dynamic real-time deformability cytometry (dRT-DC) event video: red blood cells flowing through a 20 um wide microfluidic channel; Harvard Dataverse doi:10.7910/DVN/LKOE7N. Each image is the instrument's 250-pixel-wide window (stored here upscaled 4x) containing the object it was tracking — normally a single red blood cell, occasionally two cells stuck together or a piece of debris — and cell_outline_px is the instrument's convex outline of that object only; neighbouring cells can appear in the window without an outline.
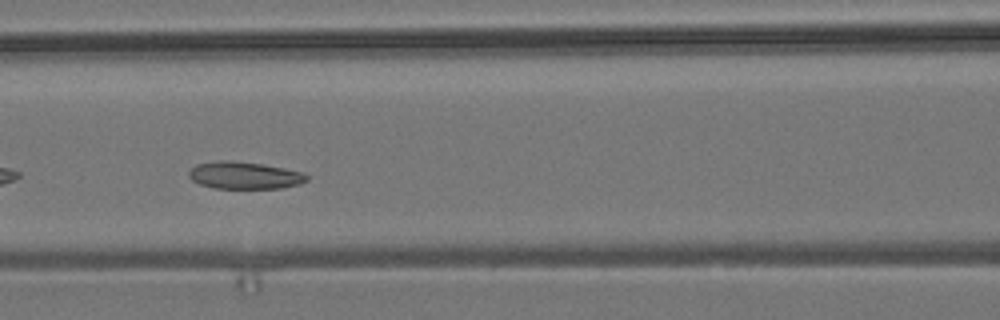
{"species": "common noctule bat (a hibernating species)", "species_latin": "Nyctalus noctula", "temperature_condition": "room temperature", "stored_images_in_passage": 41, "camera_frame_rate_fps": 3000, "um_per_image_px": 0.085, "animal": {"sex": "male", "body_mass_g": 19.2, "forearm_length_mm": 51.8}, "frame": {"image": 1, "passage_image": 9, "time_ms": 2.667, "image_size_px": [1000, 320], "cell_outline_px": [[308, 180], [300, 184], [284, 188], [212, 188], [200, 184], [192, 180], [188, 176], [188, 172], [196, 164], [220, 160], [232, 160], [260, 164], [284, 168], [300, 172], [308, 176]], "centroid_in_image_um": [20.76, 14.91], "position_along_channel_um": 145.8, "area_um2": 18.67}}
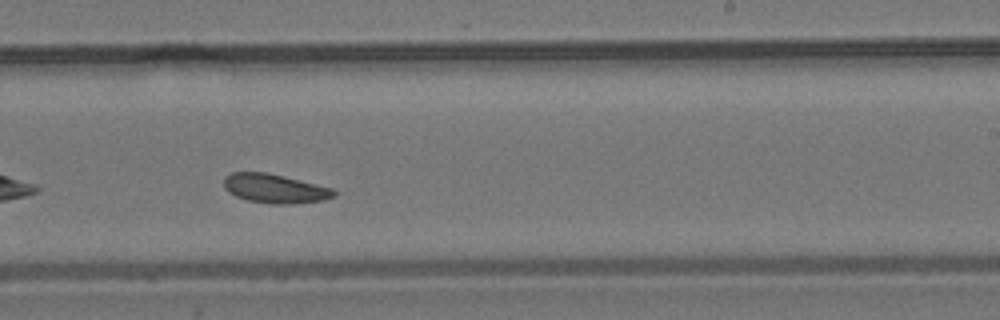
{"frame": {"image": 2, "passage_image": 19, "time_ms": 6.0, "image_size_px": [1000, 320], "cell_outline_px": [[336, 196], [324, 200], [292, 204], [272, 204], [248, 200], [236, 196], [228, 192], [224, 188], [224, 176], [232, 172], [268, 172], [336, 188]], "centroid_in_image_um": [23.4, 16.02], "position_along_channel_um": 265.6, "area_um2": 19.02}}
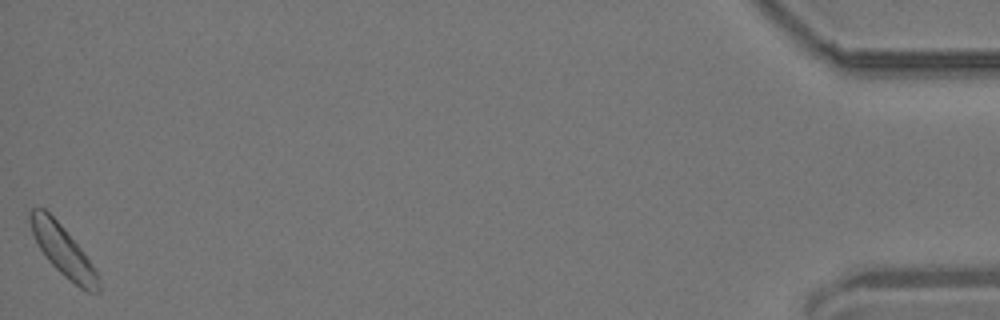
{"frame": {"image": 3, "passage_image": 41, "time_ms": 13.333, "image_size_px": [1000, 320], "cell_outline_px": [[100, 292], [88, 292], [80, 288], [64, 276], [48, 260], [40, 248], [32, 232], [28, 216], [28, 212], [32, 208], [44, 208], [60, 224], [84, 252], [92, 264], [96, 272], [100, 288]], "centroid_in_image_um": [5.34, 21.3], "position_along_channel_um": 429.9, "area_um2": 19.59}}